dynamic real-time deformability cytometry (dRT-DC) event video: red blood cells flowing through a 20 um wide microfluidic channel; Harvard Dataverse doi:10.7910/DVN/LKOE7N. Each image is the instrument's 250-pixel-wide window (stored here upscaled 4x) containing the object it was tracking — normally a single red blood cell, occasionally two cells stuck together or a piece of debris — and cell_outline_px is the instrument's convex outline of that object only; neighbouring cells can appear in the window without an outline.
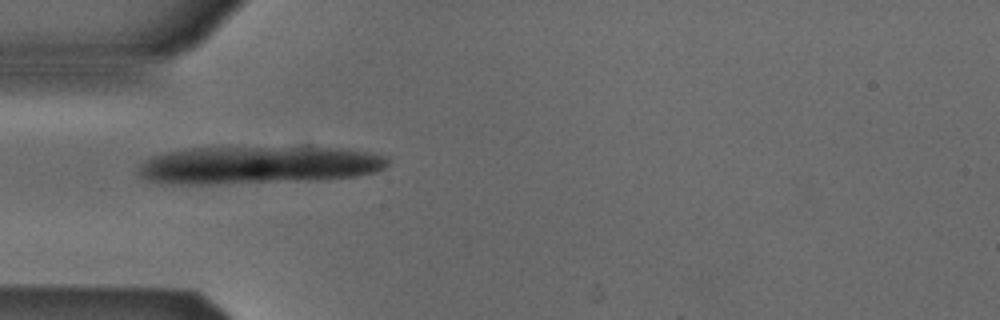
{"species": "Egyptian fruit bat (a non-hibernating species)", "species_latin": "Rousettus aegyptiacus", "temperature_condition": "cold", "stored_images_in_passage": 31, "segment_of_instrument_passage": [1, 2], "camera_frame_rate_fps": 3000, "um_per_image_px": 0.085, "animal": {"sex": "male"}, "frame": {"image": 1, "passage_image": 1, "time_ms": 0.0, "image_size_px": [1000, 320], "cell_outline_px": [[380, 164], [372, 168], [356, 172], [300, 176], [164, 176], [156, 172], [156, 168], [160, 164], [176, 160], [260, 156], [352, 156], [376, 160]], "centroid_in_image_um": [22.63, 14.13], "position_along_channel_um": 62.4, "area_um2": 27.46}}